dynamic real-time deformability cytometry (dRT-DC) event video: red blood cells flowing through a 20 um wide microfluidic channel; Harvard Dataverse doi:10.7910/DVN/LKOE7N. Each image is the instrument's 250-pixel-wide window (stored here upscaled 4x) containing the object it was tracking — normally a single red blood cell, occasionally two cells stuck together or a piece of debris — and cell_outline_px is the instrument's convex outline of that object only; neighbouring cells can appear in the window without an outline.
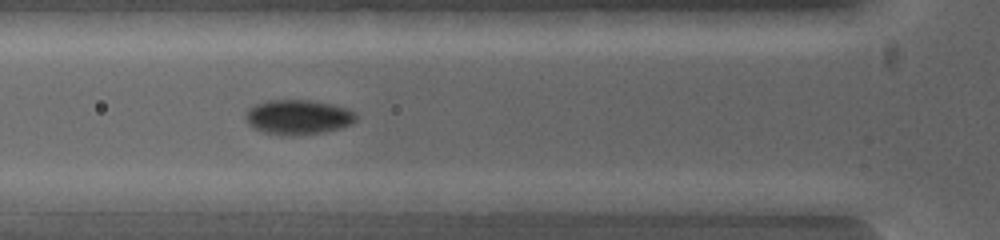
{"species": "common noctule bat (a hibernating species)", "species_latin": "Nyctalus noctula", "temperature_condition": "warm", "stored_images_in_passage": 4, "camera_frame_rate_fps": 5000, "um_per_image_px": 0.085, "animal": {"sex": "female", "body_mass_g": 19.0, "forearm_length_mm": 53.3}, "frame": {"image": 1, "passage_image": 3, "time_ms": 0.6, "image_size_px": [1000, 240], "cell_outline_px": [[384, 200], [380, 212], [288, 212], [272, 200], [308, 196]], "centroid_in_image_um": [28.0, 17.4], "position_along_channel_um": 97.8, "area_um2": 10.46}}